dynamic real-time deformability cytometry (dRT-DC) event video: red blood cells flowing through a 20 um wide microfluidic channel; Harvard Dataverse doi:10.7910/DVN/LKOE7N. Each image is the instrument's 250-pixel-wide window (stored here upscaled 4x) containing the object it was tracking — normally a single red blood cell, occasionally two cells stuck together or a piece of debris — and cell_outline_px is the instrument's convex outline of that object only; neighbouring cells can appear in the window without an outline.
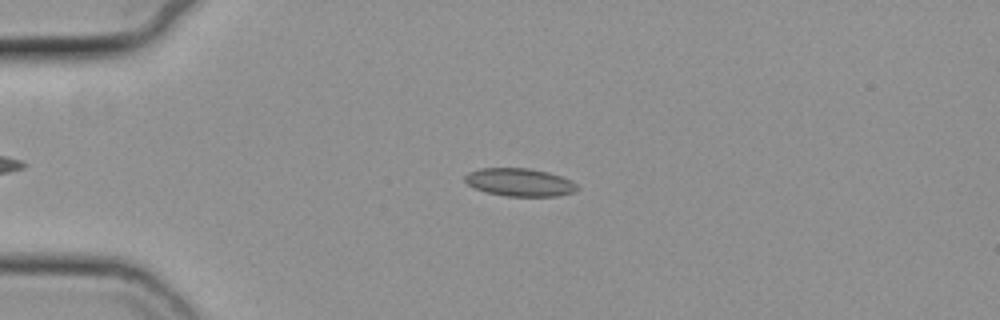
{"species": "common noctule bat (a hibernating species)", "species_latin": "Nyctalus noctula", "temperature_condition": "cold", "stored_images_in_passage": 54, "camera_frame_rate_fps": 3000, "um_per_image_px": 0.085, "animal": {"sex": "female", "body_mass_g": 19.3, "forearm_length_mm": 54.1}, "frame": {"image": 1, "passage_image": 12, "time_ms": 3.667, "image_size_px": [1000, 320], "cell_outline_px": [[580, 188], [572, 192], [556, 196], [508, 196], [488, 192], [476, 188], [468, 184], [464, 180], [464, 176], [468, 172], [480, 168], [528, 168], [548, 172], [572, 180]], "centroid_in_image_um": [44.18, 15.48], "position_along_channel_um": 40.8, "area_um2": 18.15}}
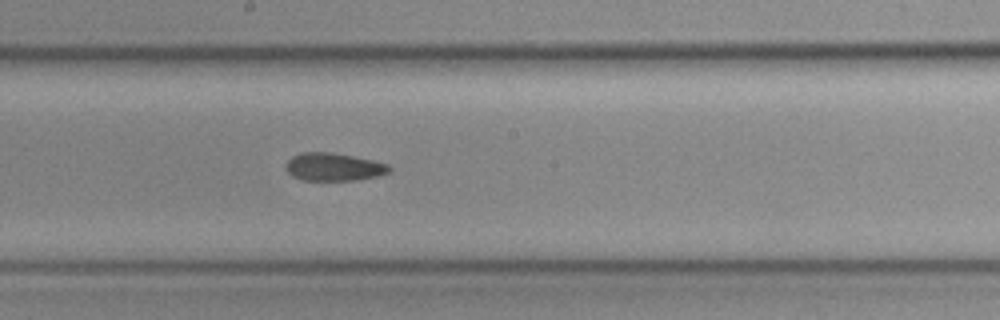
{"frame": {"image": 2, "passage_image": 29, "time_ms": 9.333, "image_size_px": [1000, 320], "cell_outline_px": [[392, 168], [388, 172], [380, 176], [356, 180], [304, 180], [292, 176], [284, 168], [284, 164], [292, 156], [304, 152], [332, 152], [372, 160], [388, 164]], "centroid_in_image_um": [28.35, 14.19], "position_along_channel_um": 219.9, "area_um2": 16.88}}
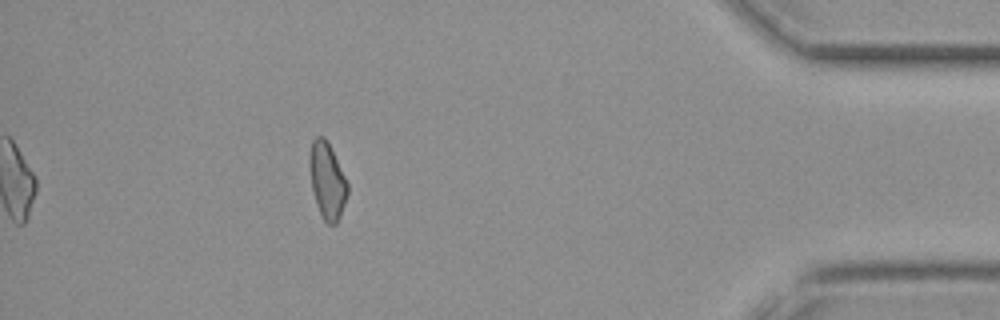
{"frame": {"image": 3, "passage_image": 48, "time_ms": 15.667, "image_size_px": [1000, 320], "cell_outline_px": [[348, 192], [340, 216], [336, 224], [328, 224], [324, 220], [316, 204], [312, 188], [308, 164], [308, 156], [312, 140], [316, 136], [324, 136], [348, 184]], "centroid_in_image_um": [27.78, 15.35], "position_along_channel_um": 407.4, "area_um2": 16.65}, "authors_computed_cell_mechanics": {"area_um2": 17.34, "velocity_mm_per_s": 3.7507, "shape_relaxation_time_tau1_ms": 5.8233, "shape_relaxation_time_tau2_ms": 6.4865, "deformation_change_tau1": 0.119, "deformation_change_tau2": 0.1274}}